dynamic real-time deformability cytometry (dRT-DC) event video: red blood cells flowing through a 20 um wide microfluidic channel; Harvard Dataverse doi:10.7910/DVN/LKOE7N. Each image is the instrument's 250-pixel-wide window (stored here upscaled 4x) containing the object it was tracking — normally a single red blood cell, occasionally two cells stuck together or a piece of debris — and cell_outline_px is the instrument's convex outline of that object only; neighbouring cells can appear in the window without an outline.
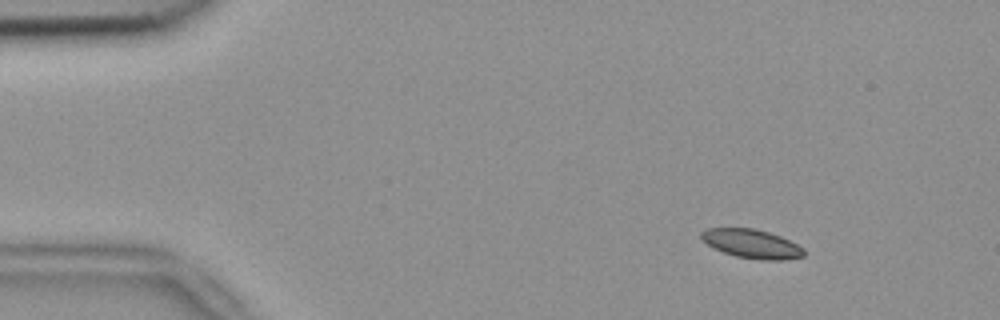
{"species": "common noctule bat (a hibernating species)", "species_latin": "Nyctalus noctula", "temperature_condition": "room temperature", "stored_images_in_passage": 48, "camera_frame_rate_fps": 3000, "um_per_image_px": 0.085, "animal": {"sex": "female", "body_mass_g": 18.4}, "frame": {"image": 1, "passage_image": 1, "time_ms": 0.0, "image_size_px": [1000, 320], "cell_outline_px": [[804, 256], [784, 260], [760, 260], [736, 256], [712, 248], [700, 236], [700, 232], [708, 228], [756, 228], [780, 236], [804, 248]], "centroid_in_image_um": [63.89, 20.72], "position_along_channel_um": 21.1, "area_um2": 17.22}}
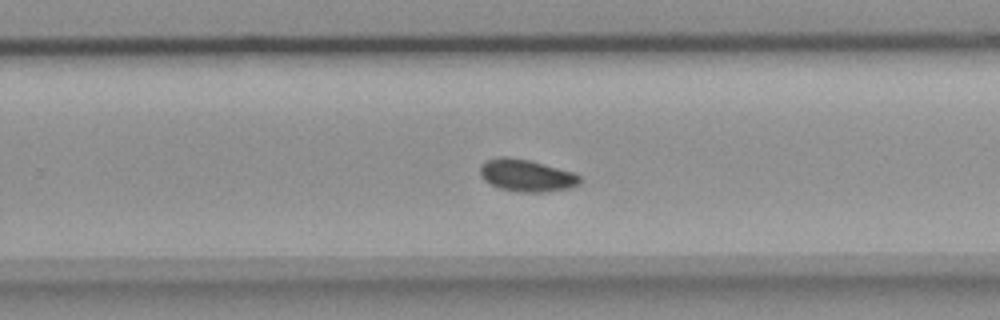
{"frame": {"image": 2, "passage_image": 29, "time_ms": 9.333, "image_size_px": [1000, 320], "cell_outline_px": [[580, 184], [572, 188], [544, 192], [520, 192], [500, 188], [484, 180], [480, 176], [480, 164], [484, 160], [500, 156], [504, 156], [528, 160], [572, 172], [580, 176]], "centroid_in_image_um": [44.73, 14.91], "position_along_channel_um": 285.1, "area_um2": 18.67}}
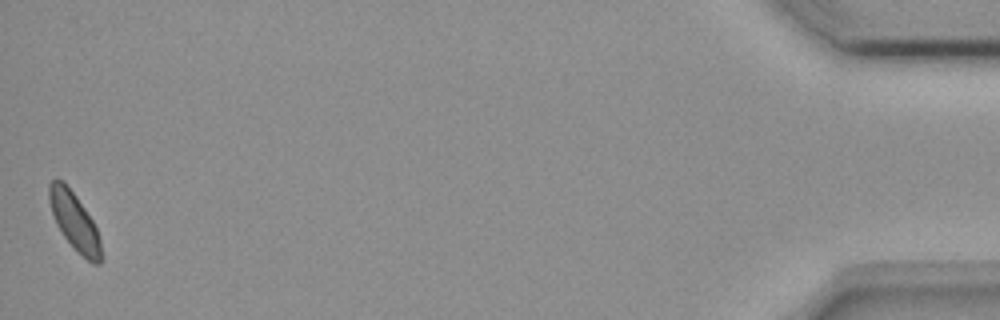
{"frame": {"image": 3, "passage_image": 48, "time_ms": 15.667, "image_size_px": [1000, 320], "cell_outline_px": [[100, 264], [92, 264], [64, 236], [56, 224], [48, 200], [48, 184], [52, 180], [64, 180], [76, 196], [92, 220], [96, 228], [100, 240]], "centroid_in_image_um": [6.29, 18.75], "position_along_channel_um": 428.9, "area_um2": 16.94}, "authors_computed_cell_mechanics": {"area_um2": 17.8024, "velocity_mm_per_s": 3.7392, "shape_relaxation_time_tau1_ms": 4.8246, "shape_relaxation_time_tau2_ms": null, "deformation_change_tau1": 0.0701, "deformation_change_tau2": null}}